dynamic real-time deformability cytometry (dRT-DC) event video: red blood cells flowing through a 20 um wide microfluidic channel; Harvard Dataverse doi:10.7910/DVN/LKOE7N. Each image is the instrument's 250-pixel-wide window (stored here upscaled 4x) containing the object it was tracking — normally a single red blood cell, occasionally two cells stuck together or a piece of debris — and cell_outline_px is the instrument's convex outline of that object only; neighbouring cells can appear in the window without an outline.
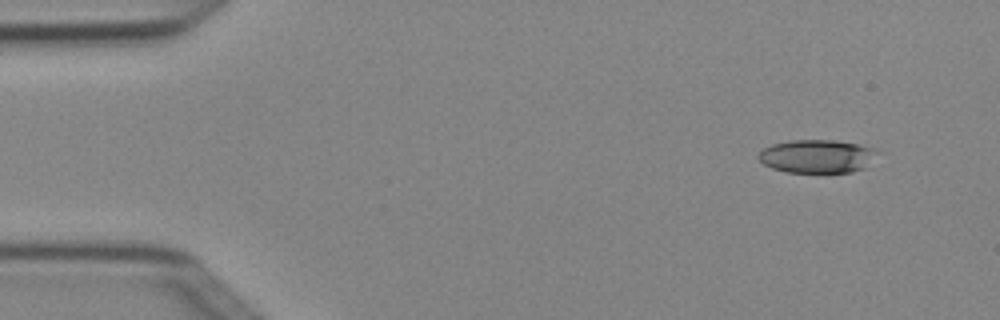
{"species": "Egyptian fruit bat (a non-hibernating species)", "species_latin": "Rousettus aegyptiacus", "temperature_condition": "cold", "stored_images_in_passage": 4, "camera_frame_rate_fps": 3000, "um_per_image_px": 0.085, "animal": {"sex": "female"}, "frame": {"image": 1, "passage_image": 1, "time_ms": 0.0, "image_size_px": [1000, 320], "cell_outline_px": [[872, 148], [864, 168], [852, 172], [784, 172], [772, 168], [764, 164], [756, 156], [764, 148], [772, 144], [788, 140], [832, 140], [856, 144]], "centroid_in_image_um": [69.28, 13.28], "position_along_channel_um": 15.7, "area_um2": 22.31}}
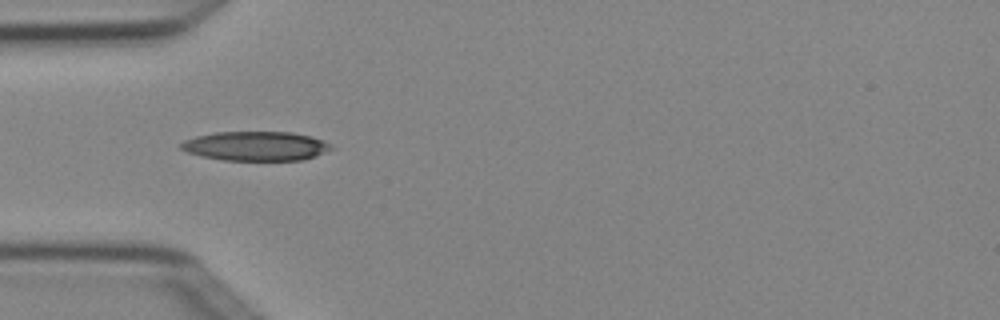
{"frame": {"image": 2, "passage_image": 4, "time_ms": 1.0, "image_size_px": [1000, 320], "cell_outline_px": [[336, 148], [316, 156], [304, 160], [224, 160], [200, 156], [188, 152], [180, 148], [180, 144], [184, 140], [196, 136], [216, 132], [292, 132], [312, 136], [324, 140], [332, 144]], "centroid_in_image_um": [21.8, 12.41], "position_along_channel_um": 63.2, "area_um2": 25.89}}